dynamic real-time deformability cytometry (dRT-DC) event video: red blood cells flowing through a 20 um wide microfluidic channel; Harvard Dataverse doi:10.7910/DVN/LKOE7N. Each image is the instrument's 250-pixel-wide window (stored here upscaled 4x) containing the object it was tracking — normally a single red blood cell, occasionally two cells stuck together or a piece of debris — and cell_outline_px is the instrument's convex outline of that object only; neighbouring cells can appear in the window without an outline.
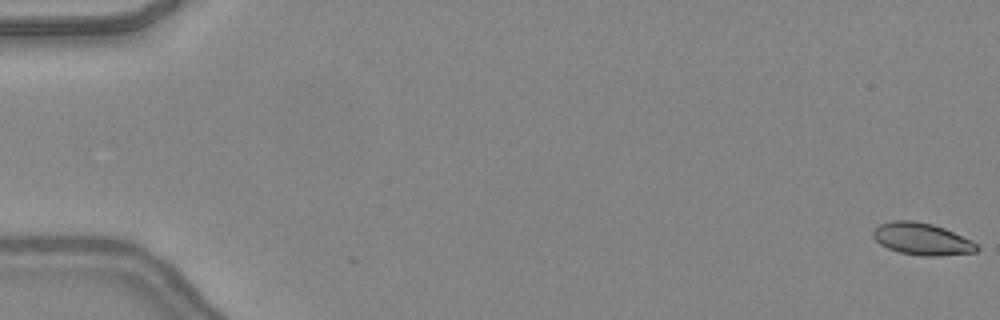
{"species": "common noctule bat (a hibernating species)", "species_latin": "Nyctalus noctula", "temperature_condition": "warm", "stored_images_in_passage": 11, "camera_frame_rate_fps": 3000, "um_per_image_px": 0.085, "animal": {"sex": "female", "body_mass_g": 24.6, "forearm_length_mm": 56.2}, "frame": {"image": 1, "passage_image": 1, "time_ms": 0.0, "image_size_px": [1000, 320], "cell_outline_px": [[980, 248], [976, 252], [940, 256], [920, 256], [900, 252], [888, 248], [880, 244], [872, 236], [872, 232], [880, 224], [892, 220], [912, 220], [932, 224], [944, 228], [972, 240]], "centroid_in_image_um": [78.37, 20.32], "position_along_channel_um": 6.6, "area_um2": 19.42}}